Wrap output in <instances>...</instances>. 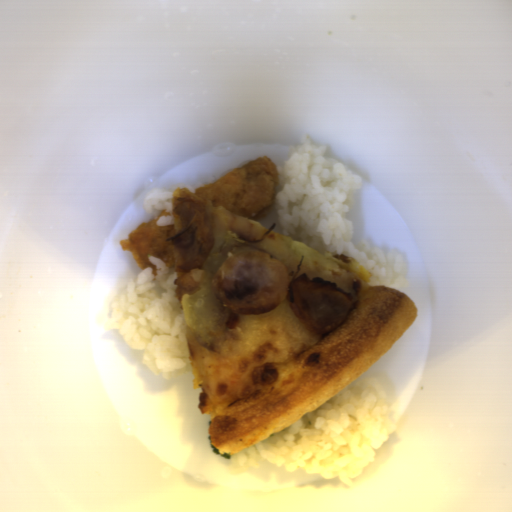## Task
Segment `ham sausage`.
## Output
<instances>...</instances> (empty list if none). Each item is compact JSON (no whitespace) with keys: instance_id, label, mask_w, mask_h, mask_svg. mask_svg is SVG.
Segmentation results:
<instances>
[{"instance_id":"obj_1","label":"ham sausage","mask_w":512,"mask_h":512,"mask_svg":"<svg viewBox=\"0 0 512 512\" xmlns=\"http://www.w3.org/2000/svg\"><path fill=\"white\" fill-rule=\"evenodd\" d=\"M211 286L218 302L232 312L256 316L283 301L310 335H322L347 321L356 306L350 293L321 277L300 273L290 279L283 261L262 250L238 251L214 271Z\"/></svg>"},{"instance_id":"obj_2","label":"ham sausage","mask_w":512,"mask_h":512,"mask_svg":"<svg viewBox=\"0 0 512 512\" xmlns=\"http://www.w3.org/2000/svg\"><path fill=\"white\" fill-rule=\"evenodd\" d=\"M174 234L166 241L173 247L175 271L203 269L215 243L216 220L200 202L172 196Z\"/></svg>"}]
</instances>
